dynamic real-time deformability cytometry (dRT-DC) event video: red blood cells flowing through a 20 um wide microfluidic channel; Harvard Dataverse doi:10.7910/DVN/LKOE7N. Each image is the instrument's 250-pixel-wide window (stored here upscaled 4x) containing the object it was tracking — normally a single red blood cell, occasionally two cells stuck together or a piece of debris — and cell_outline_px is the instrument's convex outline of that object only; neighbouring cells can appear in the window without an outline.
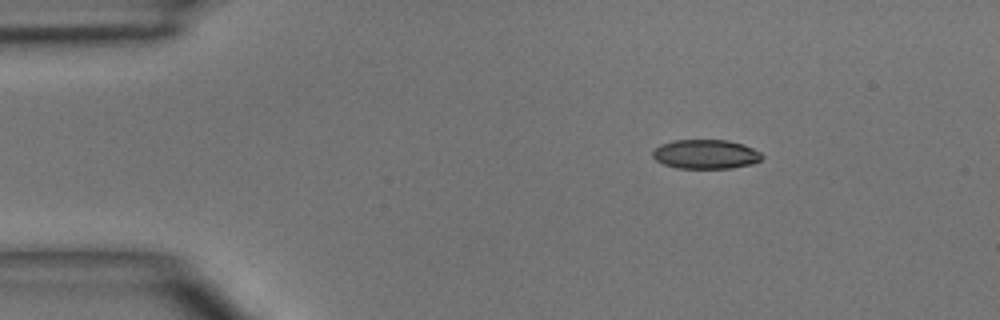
{"species": "common noctule bat (a hibernating species)", "species_latin": "Nyctalus noctula", "temperature_condition": "room temperature", "stored_images_in_passage": 2, "camera_frame_rate_fps": 3000, "um_per_image_px": 0.085, "animal": {"sex": "male", "body_mass_g": 15.6}, "frame": {"image": 1, "passage_image": 1, "time_ms": 0.0, "image_size_px": [1000, 320], "cell_outline_px": [[764, 156], [760, 160], [752, 164], [732, 168], [676, 168], [664, 164], [656, 160], [652, 156], [652, 152], [660, 144], [672, 140], [728, 140], [744, 144], [760, 152]], "centroid_in_image_um": [59.99, 13.1], "position_along_channel_um": 25.0, "area_um2": 18.73}}